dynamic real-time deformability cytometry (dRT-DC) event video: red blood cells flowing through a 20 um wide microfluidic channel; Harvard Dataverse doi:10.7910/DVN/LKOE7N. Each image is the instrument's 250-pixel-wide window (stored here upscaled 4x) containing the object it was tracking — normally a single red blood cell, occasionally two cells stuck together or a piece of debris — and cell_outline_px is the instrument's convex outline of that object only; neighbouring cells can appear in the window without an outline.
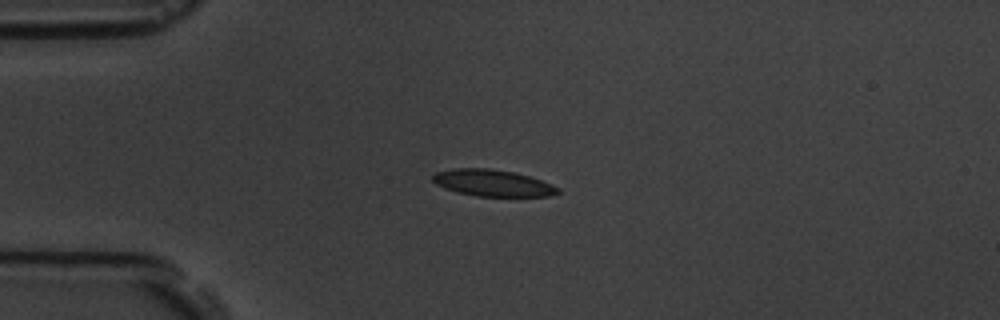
{"species": "common noctule bat (a hibernating species)", "species_latin": "Nyctalus noctula", "temperature_condition": "room temperature", "stored_images_in_passage": 2, "camera_frame_rate_fps": 3000, "um_per_image_px": 0.085, "animal": {"sex": "male", "body_mass_g": 19.5, "forearm_length_mm": 54.6}, "frame": {"image": 1, "passage_image": 1, "time_ms": 0.0, "image_size_px": [1000, 320], "cell_outline_px": [[560, 192], [548, 196], [476, 196], [456, 192], [444, 188], [436, 184], [432, 180], [432, 176], [436, 172], [452, 168], [488, 168], [512, 172], [528, 176], [552, 184], [560, 188]], "centroid_in_image_um": [41.84, 15.55], "position_along_channel_um": 43.2, "area_um2": 19.36}}